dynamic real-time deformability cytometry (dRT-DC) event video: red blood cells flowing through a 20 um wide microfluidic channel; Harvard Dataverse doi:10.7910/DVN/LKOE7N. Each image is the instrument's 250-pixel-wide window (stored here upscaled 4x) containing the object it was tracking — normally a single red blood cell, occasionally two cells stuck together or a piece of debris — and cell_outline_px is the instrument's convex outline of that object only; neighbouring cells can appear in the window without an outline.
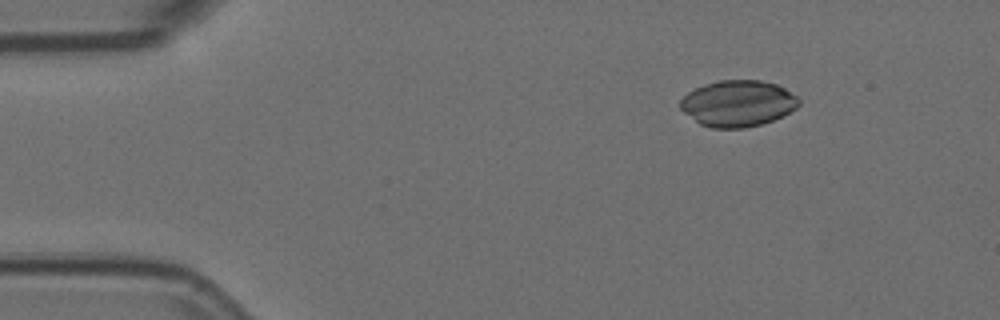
{"species": "Egyptian fruit bat (a non-hibernating species)", "species_latin": "Rousettus aegyptiacus", "temperature_condition": "room temperature", "stored_images_in_passage": 5, "camera_frame_rate_fps": 3000, "um_per_image_px": 0.085, "animal": {"sex": "female"}, "frame": {"image": 1, "passage_image": 2, "time_ms": 0.333, "image_size_px": [1000, 320], "cell_outline_px": [[800, 104], [796, 108], [784, 116], [760, 124], [744, 128], [712, 128], [700, 124], [684, 112], [680, 108], [680, 100], [688, 92], [704, 84], [716, 80], [760, 80], [776, 84], [784, 88], [796, 96], [800, 100]], "centroid_in_image_um": [62.72, 8.79], "position_along_channel_um": 22.3, "area_um2": 31.96}}